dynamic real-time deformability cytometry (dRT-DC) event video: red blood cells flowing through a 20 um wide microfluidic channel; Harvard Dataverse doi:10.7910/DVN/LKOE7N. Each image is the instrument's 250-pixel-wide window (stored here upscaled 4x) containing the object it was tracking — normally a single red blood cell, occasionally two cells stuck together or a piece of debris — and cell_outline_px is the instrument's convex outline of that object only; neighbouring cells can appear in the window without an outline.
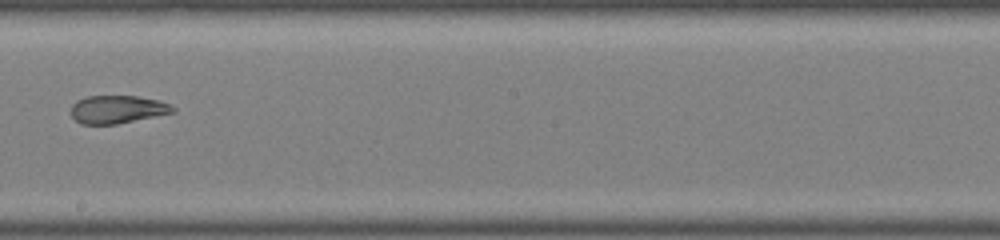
{"species": "common noctule bat (a hibernating species)", "species_latin": "Nyctalus noctula", "temperature_condition": "warm", "stored_images_in_passage": 37, "camera_frame_rate_fps": 3000, "um_per_image_px": 0.085, "animal": {"sex": "male", "body_mass_g": 19.0, "forearm_length_mm": 50.8}, "frame": {"image": 1, "passage_image": 22, "time_ms": 7.0, "image_size_px": [1000, 240], "cell_outline_px": [[176, 112], [116, 124], [80, 124], [72, 116], [72, 104], [76, 100], [88, 96], [136, 96], [160, 100], [176, 108]], "centroid_in_image_um": [9.99, 9.29], "position_along_channel_um": 238.2, "area_um2": 16.59}}